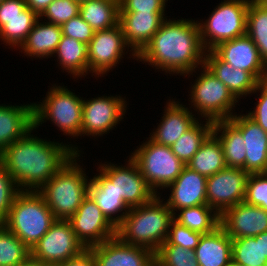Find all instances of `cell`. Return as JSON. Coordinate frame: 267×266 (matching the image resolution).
<instances>
[{
	"label": "cell",
	"mask_w": 267,
	"mask_h": 266,
	"mask_svg": "<svg viewBox=\"0 0 267 266\" xmlns=\"http://www.w3.org/2000/svg\"><path fill=\"white\" fill-rule=\"evenodd\" d=\"M244 202L267 211V172L248 176Z\"/></svg>",
	"instance_id": "obj_39"
},
{
	"label": "cell",
	"mask_w": 267,
	"mask_h": 266,
	"mask_svg": "<svg viewBox=\"0 0 267 266\" xmlns=\"http://www.w3.org/2000/svg\"><path fill=\"white\" fill-rule=\"evenodd\" d=\"M263 258H267V232L260 234Z\"/></svg>",
	"instance_id": "obj_48"
},
{
	"label": "cell",
	"mask_w": 267,
	"mask_h": 266,
	"mask_svg": "<svg viewBox=\"0 0 267 266\" xmlns=\"http://www.w3.org/2000/svg\"><path fill=\"white\" fill-rule=\"evenodd\" d=\"M246 34L253 40L261 60L267 66V2L265 0L250 1Z\"/></svg>",
	"instance_id": "obj_33"
},
{
	"label": "cell",
	"mask_w": 267,
	"mask_h": 266,
	"mask_svg": "<svg viewBox=\"0 0 267 266\" xmlns=\"http://www.w3.org/2000/svg\"><path fill=\"white\" fill-rule=\"evenodd\" d=\"M33 106L34 128L47 118L67 135H81L83 100L67 88L53 86L43 104L34 103Z\"/></svg>",
	"instance_id": "obj_8"
},
{
	"label": "cell",
	"mask_w": 267,
	"mask_h": 266,
	"mask_svg": "<svg viewBox=\"0 0 267 266\" xmlns=\"http://www.w3.org/2000/svg\"><path fill=\"white\" fill-rule=\"evenodd\" d=\"M256 90H260L261 93L258 104L255 110L247 115L267 132V79L259 81L256 85L255 92Z\"/></svg>",
	"instance_id": "obj_45"
},
{
	"label": "cell",
	"mask_w": 267,
	"mask_h": 266,
	"mask_svg": "<svg viewBox=\"0 0 267 266\" xmlns=\"http://www.w3.org/2000/svg\"><path fill=\"white\" fill-rule=\"evenodd\" d=\"M167 0H119L120 12L164 14Z\"/></svg>",
	"instance_id": "obj_44"
},
{
	"label": "cell",
	"mask_w": 267,
	"mask_h": 266,
	"mask_svg": "<svg viewBox=\"0 0 267 266\" xmlns=\"http://www.w3.org/2000/svg\"><path fill=\"white\" fill-rule=\"evenodd\" d=\"M100 167V171L111 180L115 191L129 208L141 206L156 195L132 158H129L126 169L114 164H104Z\"/></svg>",
	"instance_id": "obj_13"
},
{
	"label": "cell",
	"mask_w": 267,
	"mask_h": 266,
	"mask_svg": "<svg viewBox=\"0 0 267 266\" xmlns=\"http://www.w3.org/2000/svg\"><path fill=\"white\" fill-rule=\"evenodd\" d=\"M56 221L52 211L37 191H20L7 219L2 223L30 250Z\"/></svg>",
	"instance_id": "obj_5"
},
{
	"label": "cell",
	"mask_w": 267,
	"mask_h": 266,
	"mask_svg": "<svg viewBox=\"0 0 267 266\" xmlns=\"http://www.w3.org/2000/svg\"><path fill=\"white\" fill-rule=\"evenodd\" d=\"M75 157L77 154L37 191L56 220H69L88 195L89 182Z\"/></svg>",
	"instance_id": "obj_4"
},
{
	"label": "cell",
	"mask_w": 267,
	"mask_h": 266,
	"mask_svg": "<svg viewBox=\"0 0 267 266\" xmlns=\"http://www.w3.org/2000/svg\"><path fill=\"white\" fill-rule=\"evenodd\" d=\"M89 250L95 266H155V253L152 250L125 243L117 236Z\"/></svg>",
	"instance_id": "obj_15"
},
{
	"label": "cell",
	"mask_w": 267,
	"mask_h": 266,
	"mask_svg": "<svg viewBox=\"0 0 267 266\" xmlns=\"http://www.w3.org/2000/svg\"><path fill=\"white\" fill-rule=\"evenodd\" d=\"M204 50L197 22L164 20L136 58L166 72L190 74L199 64L203 66Z\"/></svg>",
	"instance_id": "obj_2"
},
{
	"label": "cell",
	"mask_w": 267,
	"mask_h": 266,
	"mask_svg": "<svg viewBox=\"0 0 267 266\" xmlns=\"http://www.w3.org/2000/svg\"><path fill=\"white\" fill-rule=\"evenodd\" d=\"M169 228L166 241L162 245H176L185 250H195L198 246L202 233L188 229L173 220Z\"/></svg>",
	"instance_id": "obj_42"
},
{
	"label": "cell",
	"mask_w": 267,
	"mask_h": 266,
	"mask_svg": "<svg viewBox=\"0 0 267 266\" xmlns=\"http://www.w3.org/2000/svg\"><path fill=\"white\" fill-rule=\"evenodd\" d=\"M220 226L231 239L254 237L267 232V211L240 202L220 215Z\"/></svg>",
	"instance_id": "obj_19"
},
{
	"label": "cell",
	"mask_w": 267,
	"mask_h": 266,
	"mask_svg": "<svg viewBox=\"0 0 267 266\" xmlns=\"http://www.w3.org/2000/svg\"><path fill=\"white\" fill-rule=\"evenodd\" d=\"M249 175L242 168L226 166L223 170L207 177V205L221 215L226 209L244 202Z\"/></svg>",
	"instance_id": "obj_11"
},
{
	"label": "cell",
	"mask_w": 267,
	"mask_h": 266,
	"mask_svg": "<svg viewBox=\"0 0 267 266\" xmlns=\"http://www.w3.org/2000/svg\"><path fill=\"white\" fill-rule=\"evenodd\" d=\"M132 154L131 158L155 193V188H166L173 183L185 166L170 147L157 144L151 139Z\"/></svg>",
	"instance_id": "obj_7"
},
{
	"label": "cell",
	"mask_w": 267,
	"mask_h": 266,
	"mask_svg": "<svg viewBox=\"0 0 267 266\" xmlns=\"http://www.w3.org/2000/svg\"><path fill=\"white\" fill-rule=\"evenodd\" d=\"M68 221L85 249L116 236V227L107 220L89 194Z\"/></svg>",
	"instance_id": "obj_12"
},
{
	"label": "cell",
	"mask_w": 267,
	"mask_h": 266,
	"mask_svg": "<svg viewBox=\"0 0 267 266\" xmlns=\"http://www.w3.org/2000/svg\"><path fill=\"white\" fill-rule=\"evenodd\" d=\"M79 15L94 31L119 24V0H85L80 2Z\"/></svg>",
	"instance_id": "obj_30"
},
{
	"label": "cell",
	"mask_w": 267,
	"mask_h": 266,
	"mask_svg": "<svg viewBox=\"0 0 267 266\" xmlns=\"http://www.w3.org/2000/svg\"><path fill=\"white\" fill-rule=\"evenodd\" d=\"M126 46L119 24L109 29L95 31L87 45L88 70L96 75L106 73L121 59Z\"/></svg>",
	"instance_id": "obj_14"
},
{
	"label": "cell",
	"mask_w": 267,
	"mask_h": 266,
	"mask_svg": "<svg viewBox=\"0 0 267 266\" xmlns=\"http://www.w3.org/2000/svg\"><path fill=\"white\" fill-rule=\"evenodd\" d=\"M204 66L218 78L237 99L242 95L254 93L258 81L247 71L235 69L222 61L212 50L207 51Z\"/></svg>",
	"instance_id": "obj_24"
},
{
	"label": "cell",
	"mask_w": 267,
	"mask_h": 266,
	"mask_svg": "<svg viewBox=\"0 0 267 266\" xmlns=\"http://www.w3.org/2000/svg\"><path fill=\"white\" fill-rule=\"evenodd\" d=\"M195 255L199 266H227L232 262V239L219 226L202 234Z\"/></svg>",
	"instance_id": "obj_26"
},
{
	"label": "cell",
	"mask_w": 267,
	"mask_h": 266,
	"mask_svg": "<svg viewBox=\"0 0 267 266\" xmlns=\"http://www.w3.org/2000/svg\"><path fill=\"white\" fill-rule=\"evenodd\" d=\"M249 3L250 0H227L214 9L206 23H198L205 51L207 48L208 51L212 50L224 41L246 35Z\"/></svg>",
	"instance_id": "obj_6"
},
{
	"label": "cell",
	"mask_w": 267,
	"mask_h": 266,
	"mask_svg": "<svg viewBox=\"0 0 267 266\" xmlns=\"http://www.w3.org/2000/svg\"><path fill=\"white\" fill-rule=\"evenodd\" d=\"M240 131L245 142V171L249 174L267 172V132L248 115L229 119Z\"/></svg>",
	"instance_id": "obj_20"
},
{
	"label": "cell",
	"mask_w": 267,
	"mask_h": 266,
	"mask_svg": "<svg viewBox=\"0 0 267 266\" xmlns=\"http://www.w3.org/2000/svg\"><path fill=\"white\" fill-rule=\"evenodd\" d=\"M34 128V106L0 105V153Z\"/></svg>",
	"instance_id": "obj_23"
},
{
	"label": "cell",
	"mask_w": 267,
	"mask_h": 266,
	"mask_svg": "<svg viewBox=\"0 0 267 266\" xmlns=\"http://www.w3.org/2000/svg\"><path fill=\"white\" fill-rule=\"evenodd\" d=\"M155 195L149 202L128 210L122 223L116 228V236L123 242L142 246L154 253L166 241L175 213L161 204Z\"/></svg>",
	"instance_id": "obj_3"
},
{
	"label": "cell",
	"mask_w": 267,
	"mask_h": 266,
	"mask_svg": "<svg viewBox=\"0 0 267 266\" xmlns=\"http://www.w3.org/2000/svg\"><path fill=\"white\" fill-rule=\"evenodd\" d=\"M232 262L239 266H266L260 234L254 237L232 239Z\"/></svg>",
	"instance_id": "obj_36"
},
{
	"label": "cell",
	"mask_w": 267,
	"mask_h": 266,
	"mask_svg": "<svg viewBox=\"0 0 267 266\" xmlns=\"http://www.w3.org/2000/svg\"><path fill=\"white\" fill-rule=\"evenodd\" d=\"M35 23L27 36L26 41L21 45L24 53L29 56L46 57L55 53L62 36L61 25L46 23Z\"/></svg>",
	"instance_id": "obj_29"
},
{
	"label": "cell",
	"mask_w": 267,
	"mask_h": 266,
	"mask_svg": "<svg viewBox=\"0 0 267 266\" xmlns=\"http://www.w3.org/2000/svg\"><path fill=\"white\" fill-rule=\"evenodd\" d=\"M125 102L120 96L97 97L83 100L81 133L102 135L115 126L123 117Z\"/></svg>",
	"instance_id": "obj_17"
},
{
	"label": "cell",
	"mask_w": 267,
	"mask_h": 266,
	"mask_svg": "<svg viewBox=\"0 0 267 266\" xmlns=\"http://www.w3.org/2000/svg\"><path fill=\"white\" fill-rule=\"evenodd\" d=\"M100 173V175L94 176L90 180L88 194L95 201L107 220L117 228L122 223L130 208L117 194L111 180L102 171ZM124 209L128 210L123 212L122 215L112 217L113 214L119 211L121 212Z\"/></svg>",
	"instance_id": "obj_27"
},
{
	"label": "cell",
	"mask_w": 267,
	"mask_h": 266,
	"mask_svg": "<svg viewBox=\"0 0 267 266\" xmlns=\"http://www.w3.org/2000/svg\"><path fill=\"white\" fill-rule=\"evenodd\" d=\"M30 136L28 133L0 153V162L21 191H32L33 188L38 191L69 159L79 154L75 147Z\"/></svg>",
	"instance_id": "obj_1"
},
{
	"label": "cell",
	"mask_w": 267,
	"mask_h": 266,
	"mask_svg": "<svg viewBox=\"0 0 267 266\" xmlns=\"http://www.w3.org/2000/svg\"><path fill=\"white\" fill-rule=\"evenodd\" d=\"M18 266H42V265L38 261H35L32 257H30L25 262L19 264Z\"/></svg>",
	"instance_id": "obj_49"
},
{
	"label": "cell",
	"mask_w": 267,
	"mask_h": 266,
	"mask_svg": "<svg viewBox=\"0 0 267 266\" xmlns=\"http://www.w3.org/2000/svg\"><path fill=\"white\" fill-rule=\"evenodd\" d=\"M14 182V179L0 162V224L8 217L16 195L21 191Z\"/></svg>",
	"instance_id": "obj_41"
},
{
	"label": "cell",
	"mask_w": 267,
	"mask_h": 266,
	"mask_svg": "<svg viewBox=\"0 0 267 266\" xmlns=\"http://www.w3.org/2000/svg\"><path fill=\"white\" fill-rule=\"evenodd\" d=\"M61 29L62 35L74 38L86 45L89 44L95 33L91 26L79 14L63 23Z\"/></svg>",
	"instance_id": "obj_43"
},
{
	"label": "cell",
	"mask_w": 267,
	"mask_h": 266,
	"mask_svg": "<svg viewBox=\"0 0 267 266\" xmlns=\"http://www.w3.org/2000/svg\"><path fill=\"white\" fill-rule=\"evenodd\" d=\"M188 108L175 101H170L166 107L162 122L153 132L150 139L157 144L171 147L185 132H187L198 120Z\"/></svg>",
	"instance_id": "obj_25"
},
{
	"label": "cell",
	"mask_w": 267,
	"mask_h": 266,
	"mask_svg": "<svg viewBox=\"0 0 267 266\" xmlns=\"http://www.w3.org/2000/svg\"><path fill=\"white\" fill-rule=\"evenodd\" d=\"M217 134H211L187 163V167L206 177L226 167L222 144Z\"/></svg>",
	"instance_id": "obj_31"
},
{
	"label": "cell",
	"mask_w": 267,
	"mask_h": 266,
	"mask_svg": "<svg viewBox=\"0 0 267 266\" xmlns=\"http://www.w3.org/2000/svg\"><path fill=\"white\" fill-rule=\"evenodd\" d=\"M206 124L197 121L187 132H185L170 148L172 152L185 165L191 160L200 146L213 133L214 122L206 118Z\"/></svg>",
	"instance_id": "obj_34"
},
{
	"label": "cell",
	"mask_w": 267,
	"mask_h": 266,
	"mask_svg": "<svg viewBox=\"0 0 267 266\" xmlns=\"http://www.w3.org/2000/svg\"><path fill=\"white\" fill-rule=\"evenodd\" d=\"M80 2L77 0H54L39 16L48 18V23L62 25L79 14Z\"/></svg>",
	"instance_id": "obj_40"
},
{
	"label": "cell",
	"mask_w": 267,
	"mask_h": 266,
	"mask_svg": "<svg viewBox=\"0 0 267 266\" xmlns=\"http://www.w3.org/2000/svg\"><path fill=\"white\" fill-rule=\"evenodd\" d=\"M155 266H199L195 250L176 245H161L155 252Z\"/></svg>",
	"instance_id": "obj_38"
},
{
	"label": "cell",
	"mask_w": 267,
	"mask_h": 266,
	"mask_svg": "<svg viewBox=\"0 0 267 266\" xmlns=\"http://www.w3.org/2000/svg\"><path fill=\"white\" fill-rule=\"evenodd\" d=\"M202 68L203 73L196 79L191 91L194 107L213 122L232 118L234 115L230 111L238 101L204 65Z\"/></svg>",
	"instance_id": "obj_10"
},
{
	"label": "cell",
	"mask_w": 267,
	"mask_h": 266,
	"mask_svg": "<svg viewBox=\"0 0 267 266\" xmlns=\"http://www.w3.org/2000/svg\"><path fill=\"white\" fill-rule=\"evenodd\" d=\"M54 0H25L26 7H29L34 13L40 16L49 4Z\"/></svg>",
	"instance_id": "obj_47"
},
{
	"label": "cell",
	"mask_w": 267,
	"mask_h": 266,
	"mask_svg": "<svg viewBox=\"0 0 267 266\" xmlns=\"http://www.w3.org/2000/svg\"><path fill=\"white\" fill-rule=\"evenodd\" d=\"M30 258V249L0 224V266H18Z\"/></svg>",
	"instance_id": "obj_37"
},
{
	"label": "cell",
	"mask_w": 267,
	"mask_h": 266,
	"mask_svg": "<svg viewBox=\"0 0 267 266\" xmlns=\"http://www.w3.org/2000/svg\"><path fill=\"white\" fill-rule=\"evenodd\" d=\"M206 181V176L185 165L181 174L167 186L172 187V191L166 205L173 213L177 209L207 205Z\"/></svg>",
	"instance_id": "obj_21"
},
{
	"label": "cell",
	"mask_w": 267,
	"mask_h": 266,
	"mask_svg": "<svg viewBox=\"0 0 267 266\" xmlns=\"http://www.w3.org/2000/svg\"><path fill=\"white\" fill-rule=\"evenodd\" d=\"M164 19V14L120 12L119 25L128 47H133L134 57L148 44L152 36L159 30Z\"/></svg>",
	"instance_id": "obj_22"
},
{
	"label": "cell",
	"mask_w": 267,
	"mask_h": 266,
	"mask_svg": "<svg viewBox=\"0 0 267 266\" xmlns=\"http://www.w3.org/2000/svg\"><path fill=\"white\" fill-rule=\"evenodd\" d=\"M59 63L72 75L82 76L88 71L87 45L74 38L62 35L55 51Z\"/></svg>",
	"instance_id": "obj_32"
},
{
	"label": "cell",
	"mask_w": 267,
	"mask_h": 266,
	"mask_svg": "<svg viewBox=\"0 0 267 266\" xmlns=\"http://www.w3.org/2000/svg\"><path fill=\"white\" fill-rule=\"evenodd\" d=\"M227 266H239L237 264H234L233 262H231L230 264H228Z\"/></svg>",
	"instance_id": "obj_50"
},
{
	"label": "cell",
	"mask_w": 267,
	"mask_h": 266,
	"mask_svg": "<svg viewBox=\"0 0 267 266\" xmlns=\"http://www.w3.org/2000/svg\"><path fill=\"white\" fill-rule=\"evenodd\" d=\"M180 210V215L178 214V217H174V220L190 230L207 234L220 226V215L208 205H199Z\"/></svg>",
	"instance_id": "obj_35"
},
{
	"label": "cell",
	"mask_w": 267,
	"mask_h": 266,
	"mask_svg": "<svg viewBox=\"0 0 267 266\" xmlns=\"http://www.w3.org/2000/svg\"><path fill=\"white\" fill-rule=\"evenodd\" d=\"M86 249L76 238L68 220H56L30 250L41 265H57L80 255Z\"/></svg>",
	"instance_id": "obj_9"
},
{
	"label": "cell",
	"mask_w": 267,
	"mask_h": 266,
	"mask_svg": "<svg viewBox=\"0 0 267 266\" xmlns=\"http://www.w3.org/2000/svg\"><path fill=\"white\" fill-rule=\"evenodd\" d=\"M218 131H222L217 138L222 144L226 166L245 170L246 149L241 131L229 119L214 122L213 134Z\"/></svg>",
	"instance_id": "obj_28"
},
{
	"label": "cell",
	"mask_w": 267,
	"mask_h": 266,
	"mask_svg": "<svg viewBox=\"0 0 267 266\" xmlns=\"http://www.w3.org/2000/svg\"><path fill=\"white\" fill-rule=\"evenodd\" d=\"M55 266H95L94 257L89 249L83 251L77 257L67 260Z\"/></svg>",
	"instance_id": "obj_46"
},
{
	"label": "cell",
	"mask_w": 267,
	"mask_h": 266,
	"mask_svg": "<svg viewBox=\"0 0 267 266\" xmlns=\"http://www.w3.org/2000/svg\"><path fill=\"white\" fill-rule=\"evenodd\" d=\"M38 18L25 0H3L0 3V38L6 44L21 46Z\"/></svg>",
	"instance_id": "obj_18"
},
{
	"label": "cell",
	"mask_w": 267,
	"mask_h": 266,
	"mask_svg": "<svg viewBox=\"0 0 267 266\" xmlns=\"http://www.w3.org/2000/svg\"><path fill=\"white\" fill-rule=\"evenodd\" d=\"M212 51L235 69L249 72L258 82L267 79V66L261 60L258 48L247 34L224 41Z\"/></svg>",
	"instance_id": "obj_16"
}]
</instances>
